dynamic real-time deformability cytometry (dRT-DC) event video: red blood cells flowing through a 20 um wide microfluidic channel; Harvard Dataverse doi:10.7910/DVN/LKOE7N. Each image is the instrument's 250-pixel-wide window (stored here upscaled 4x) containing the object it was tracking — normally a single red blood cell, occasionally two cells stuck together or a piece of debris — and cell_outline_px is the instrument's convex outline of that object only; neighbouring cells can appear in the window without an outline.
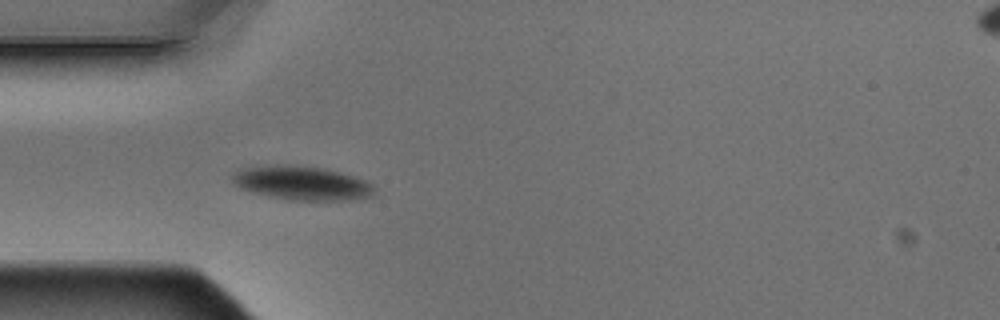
{"species": "Egyptian fruit bat (a non-hibernating species)", "species_latin": "Rousettus aegyptiacus", "temperature_condition": "warm", "stored_images_in_passage": 5, "camera_frame_rate_fps": 3000, "um_per_image_px": 0.085, "animal": {"sex": "male"}, "frame": {"image": 1, "passage_image": 5, "time_ms": 1.333, "image_size_px": [1000, 320], "cell_outline_px": [[376, 192], [372, 196], [348, 200], [288, 200], [268, 196], [240, 188], [232, 184], [232, 176], [236, 172], [244, 168], [272, 164], [288, 164], [324, 168], [340, 172], [368, 180], [376, 188]], "centroid_in_image_um": [25.69, 15.55], "position_along_channel_um": 59.3, "area_um2": 28.38}}